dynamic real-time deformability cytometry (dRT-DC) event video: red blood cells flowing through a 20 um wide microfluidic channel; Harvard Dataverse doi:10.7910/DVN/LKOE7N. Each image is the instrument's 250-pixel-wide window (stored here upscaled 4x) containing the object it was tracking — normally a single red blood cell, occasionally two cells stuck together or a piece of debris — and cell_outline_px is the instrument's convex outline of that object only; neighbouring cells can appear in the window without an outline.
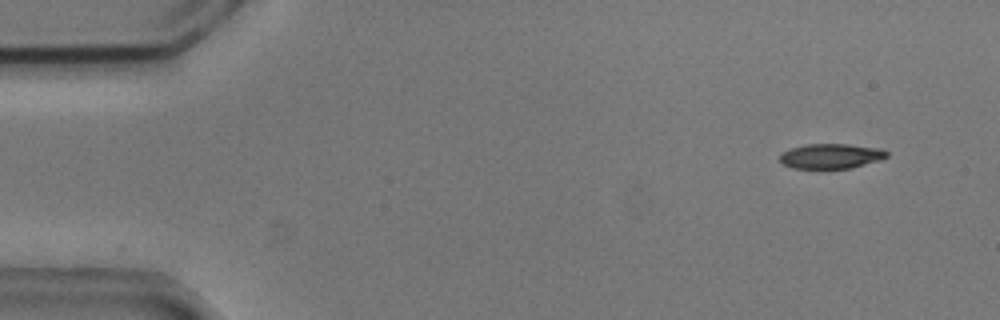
{"species": "common noctule bat (a hibernating species)", "species_latin": "Nyctalus noctula", "temperature_condition": "cold", "stored_images_in_passage": 36, "camera_frame_rate_fps": 3000, "um_per_image_px": 0.085, "animal": {"sex": "male", "body_mass_g": 20.5, "forearm_length_mm": 52.5}, "frame": {"image": 1, "passage_image": 1, "time_ms": 0.0, "image_size_px": [1000, 320], "cell_outline_px": [[888, 156], [880, 160], [852, 168], [792, 168], [784, 164], [780, 160], [780, 152], [792, 148], [808, 144], [848, 144], [884, 148], [888, 152]], "centroid_in_image_um": [70.68, 13.26], "position_along_channel_um": 14.3, "area_um2": 15.61}}
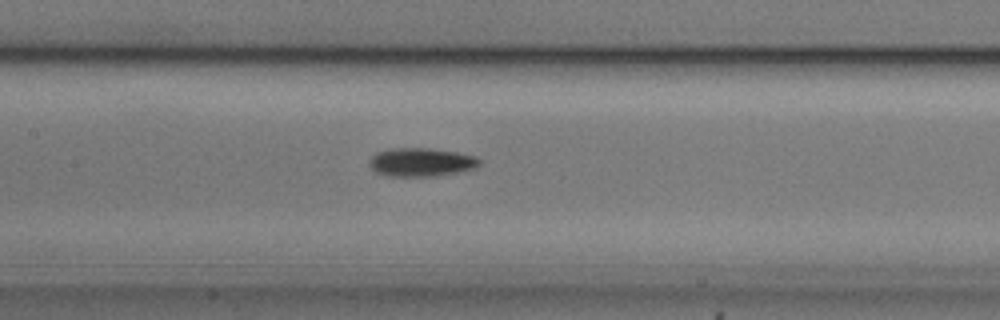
{"frame": {"image": 2, "passage_image": 22, "time_ms": 7.0, "image_size_px": [1000, 320], "cell_outline_px": [[480, 164], [476, 168], [436, 176], [388, 176], [376, 172], [368, 164], [368, 160], [376, 152], [388, 148], [428, 148], [456, 152], [476, 156], [480, 160]], "centroid_in_image_um": [35.77, 13.78], "position_along_channel_um": 171.6, "area_um2": 18.38}}
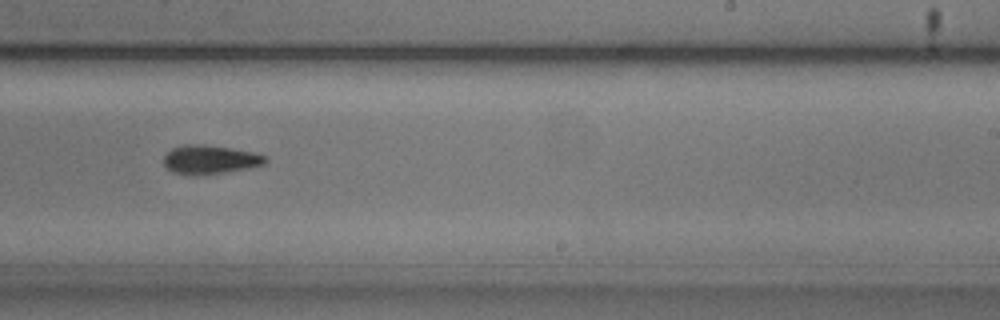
{"frame": {"image": 3, "passage_image": 30, "time_ms": 9.667, "image_size_px": [1000, 320], "cell_outline_px": [[268, 160], [264, 164], [244, 168], [220, 172], [172, 172], [164, 164], [164, 156], [172, 148], [184, 144], [204, 144], [252, 152], [268, 156]], "centroid_in_image_um": [17.87, 13.5], "position_along_channel_um": 271.1, "area_um2": 16.13}}